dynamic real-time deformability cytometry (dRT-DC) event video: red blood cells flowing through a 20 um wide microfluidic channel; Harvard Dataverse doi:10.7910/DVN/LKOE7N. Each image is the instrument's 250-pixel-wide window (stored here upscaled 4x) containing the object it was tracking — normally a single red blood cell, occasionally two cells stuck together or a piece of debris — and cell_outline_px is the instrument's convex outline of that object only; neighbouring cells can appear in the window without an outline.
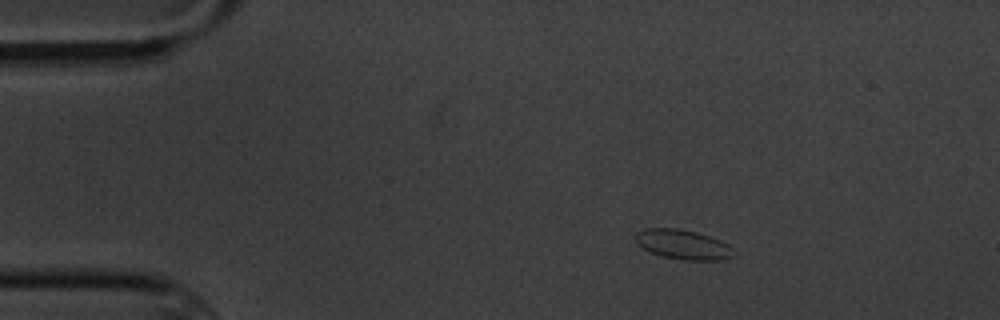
{"species": "common noctule bat (a hibernating species)", "species_latin": "Nyctalus noctula", "temperature_condition": "cold", "stored_images_in_passage": 5, "camera_frame_rate_fps": 3000, "um_per_image_px": 0.085, "animal": {"sex": "male", "body_mass_g": 20.1, "forearm_length_mm": 53.5}, "frame": {"image": 1, "passage_image": 2, "time_ms": 1.0, "image_size_px": [1000, 320], "cell_outline_px": [[736, 256], [724, 260], [684, 260], [664, 256], [652, 252], [636, 244], [636, 232], [644, 228], [680, 228], [696, 232], [720, 240], [728, 244], [736, 252]], "centroid_in_image_um": [58.1, 20.78], "position_along_channel_um": 26.9, "area_um2": 17.05}}